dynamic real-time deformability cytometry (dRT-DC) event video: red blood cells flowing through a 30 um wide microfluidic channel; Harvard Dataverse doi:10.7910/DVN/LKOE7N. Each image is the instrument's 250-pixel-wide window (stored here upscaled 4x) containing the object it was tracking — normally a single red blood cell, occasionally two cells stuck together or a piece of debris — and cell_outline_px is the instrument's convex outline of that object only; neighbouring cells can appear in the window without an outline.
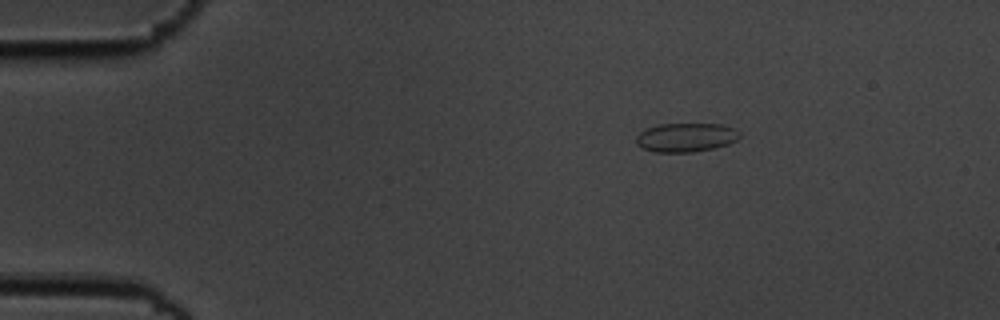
{"species": "common noctule bat (a hibernating species)", "species_latin": "Nyctalus noctula", "temperature_condition": "cold", "stored_images_in_passage": 47, "camera_frame_rate_fps": 3000, "um_per_image_px": 0.085, "animal": {"sex": "male", "body_mass_g": 19.5, "forearm_length_mm": 54.6}, "frame": {"image": 1, "passage_image": 1, "time_ms": 0.0, "image_size_px": [1000, 320], "cell_outline_px": [[740, 136], [736, 140], [728, 144], [712, 148], [692, 152], [656, 152], [644, 148], [636, 144], [636, 136], [640, 132], [648, 128], [660, 124], [724, 124], [740, 132]], "centroid_in_image_um": [58.31, 11.67], "position_along_channel_um": 26.7, "area_um2": 17.28}}
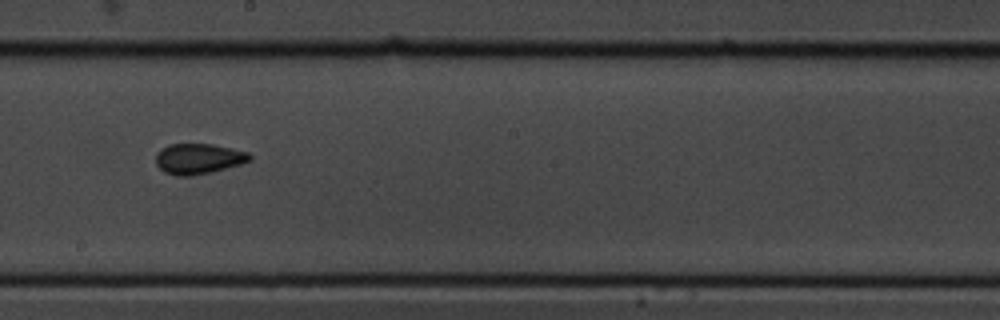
{"frame": {"image": 2, "passage_image": 23, "time_ms": 7.333, "image_size_px": [1000, 320], "cell_outline_px": [[252, 160], [240, 164], [212, 172], [192, 176], [176, 176], [164, 172], [156, 164], [156, 152], [160, 148], [168, 144], [212, 144], [232, 148], [248, 152], [252, 156]], "centroid_in_image_um": [16.85, 13.49], "position_along_channel_um": 231.3, "area_um2": 16.88}}
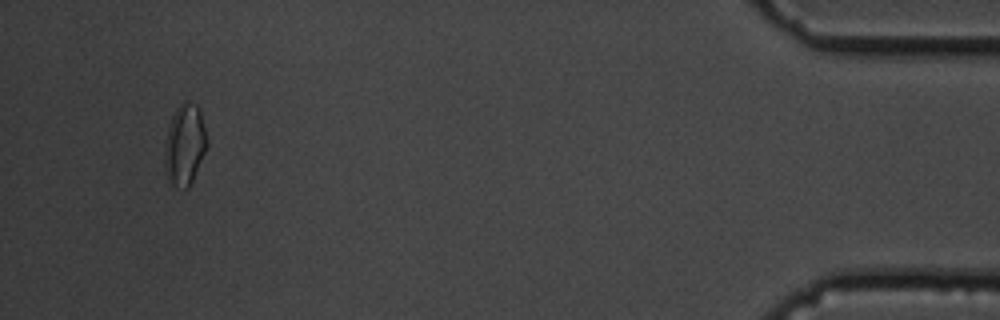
{"frame": {"image": 3, "passage_image": 44, "time_ms": 14.333, "image_size_px": [1000, 320], "cell_outline_px": [[208, 144], [192, 180], [188, 188], [184, 188], [172, 184], [168, 180], [164, 172], [164, 144], [168, 128], [172, 116], [176, 108], [184, 100], [188, 100], [196, 104], [200, 108], [208, 140]], "centroid_in_image_um": [15.69, 12.26], "position_along_channel_um": 419.5, "area_um2": 20.23}, "authors_computed_cell_mechanics": {"area_um2": 16.2996, "velocity_mm_per_s": 3.6816, "shape_relaxation_time_tau1_ms": 3.6045, "shape_relaxation_time_tau2_ms": 2.2192, "deformation_change_tau1": 0.0945, "deformation_change_tau2": 0.0704}}